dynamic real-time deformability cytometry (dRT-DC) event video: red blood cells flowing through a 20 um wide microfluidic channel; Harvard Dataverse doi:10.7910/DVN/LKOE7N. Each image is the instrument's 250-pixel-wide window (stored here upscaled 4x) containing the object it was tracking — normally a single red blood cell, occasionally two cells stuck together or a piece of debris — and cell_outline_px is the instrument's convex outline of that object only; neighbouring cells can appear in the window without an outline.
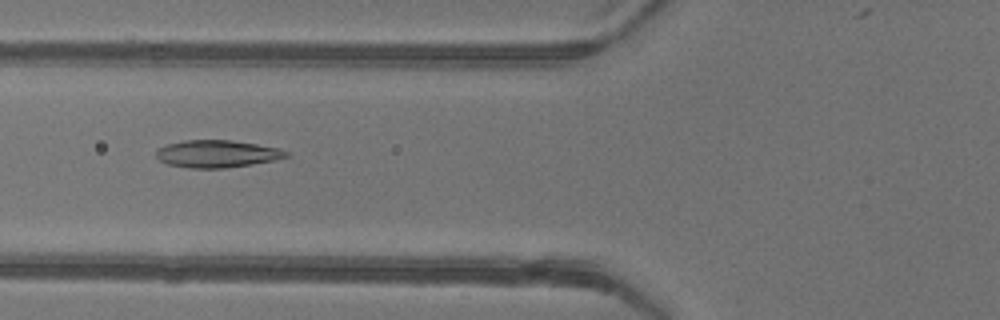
{"species": "common noctule bat (a hibernating species)", "species_latin": "Nyctalus noctula", "temperature_condition": "warm", "stored_images_in_passage": 41, "camera_frame_rate_fps": 3000, "um_per_image_px": 0.085, "animal": {"sex": "female"}, "frame": {"image": 1, "passage_image": 11, "time_ms": 3.333, "image_size_px": [1000, 320], "cell_outline_px": [[288, 156], [276, 160], [252, 164], [224, 168], [188, 168], [168, 164], [160, 160], [156, 156], [156, 152], [164, 144], [184, 140], [232, 140], [280, 148], [288, 152]], "centroid_in_image_um": [18.44, 13.07], "position_along_channel_um": 107.4, "area_um2": 20.75}}
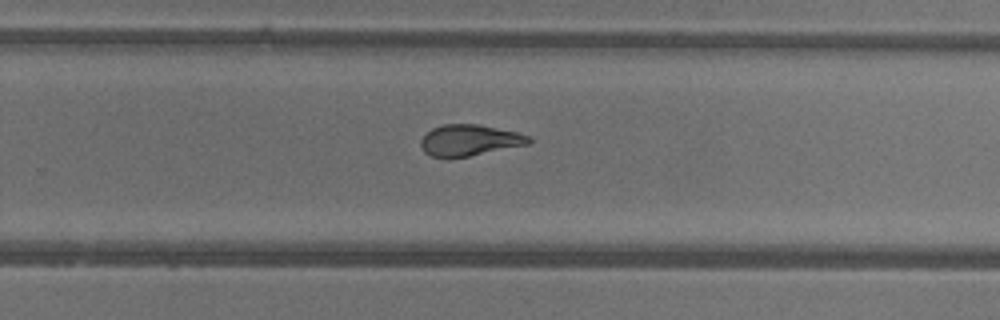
{"frame": {"image": 2, "passage_image": 24, "time_ms": 7.667, "image_size_px": [1000, 320], "cell_outline_px": [[532, 140], [528, 144], [448, 160], [432, 156], [424, 152], [420, 144], [420, 140], [432, 128], [444, 124], [480, 124], [516, 132], [528, 136]], "centroid_in_image_um": [39.85, 11.94], "position_along_channel_um": 289.9, "area_um2": 19.71}}
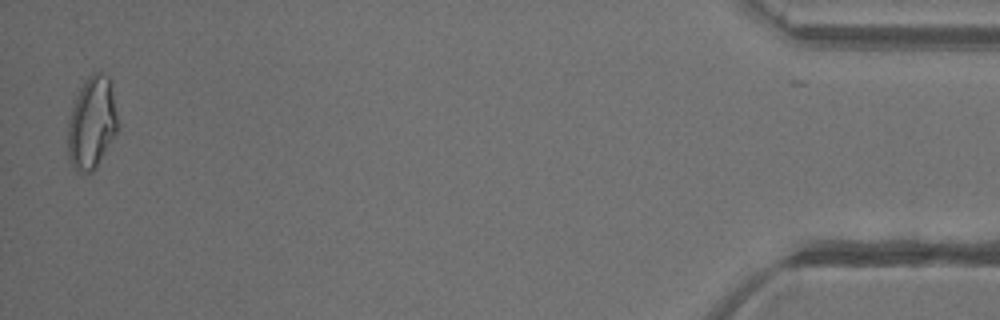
{"frame": {"image": 3, "passage_image": 40, "time_ms": 13.0, "image_size_px": [1000, 320], "cell_outline_px": [[120, 124], [116, 132], [96, 168], [92, 172], [84, 176], [80, 176], [72, 168], [68, 156], [68, 120], [76, 96], [84, 80], [92, 72], [100, 72], [108, 76], [112, 80]], "centroid_in_image_um": [7.82, 10.46], "position_along_channel_um": 427.4, "area_um2": 27.74}, "authors_computed_cell_mechanics": {"area_um2": 21.0392, "velocity_mm_per_s": 4.2259, "shape_relaxation_time_tau1_ms": 9.3573, "shape_relaxation_time_tau2_ms": 1.473, "deformation_change_tau1": 0.262, "deformation_change_tau2": 0.0824}}